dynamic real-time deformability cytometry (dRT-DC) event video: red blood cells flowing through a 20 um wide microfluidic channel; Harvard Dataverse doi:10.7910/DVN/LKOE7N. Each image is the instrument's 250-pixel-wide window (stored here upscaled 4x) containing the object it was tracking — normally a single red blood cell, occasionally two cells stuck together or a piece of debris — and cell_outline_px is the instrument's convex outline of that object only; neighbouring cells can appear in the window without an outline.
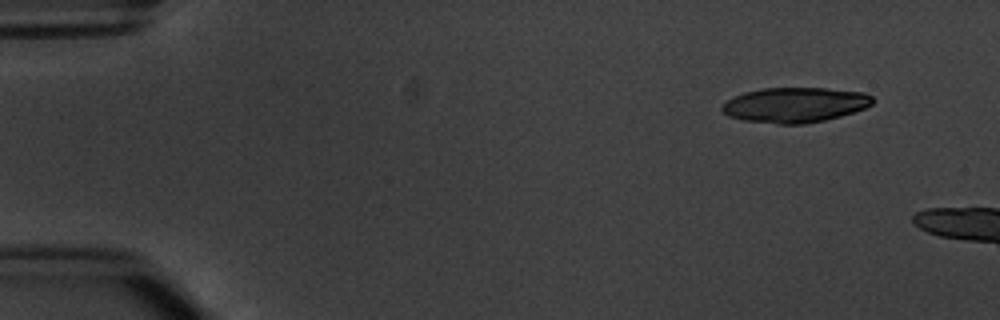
{"species": "common noctule bat (a hibernating species)", "species_latin": "Nyctalus noctula", "temperature_condition": "warm", "stored_images_in_passage": 5, "camera_frame_rate_fps": 3000, "um_per_image_px": 0.085, "animal": {"sex": "male", "body_mass_g": 20.1, "forearm_length_mm": 53.5}, "frame": {"image": 1, "passage_image": 1, "time_ms": 0.0, "image_size_px": [1000, 320], "cell_outline_px": [[876, 100], [872, 104], [864, 108], [840, 116], [824, 120], [804, 124], [776, 124], [744, 120], [728, 116], [720, 108], [732, 96], [744, 92], [764, 88], [824, 88], [864, 92], [872, 96]], "centroid_in_image_um": [67.57, 8.91], "position_along_channel_um": 17.4, "area_um2": 30.75}}